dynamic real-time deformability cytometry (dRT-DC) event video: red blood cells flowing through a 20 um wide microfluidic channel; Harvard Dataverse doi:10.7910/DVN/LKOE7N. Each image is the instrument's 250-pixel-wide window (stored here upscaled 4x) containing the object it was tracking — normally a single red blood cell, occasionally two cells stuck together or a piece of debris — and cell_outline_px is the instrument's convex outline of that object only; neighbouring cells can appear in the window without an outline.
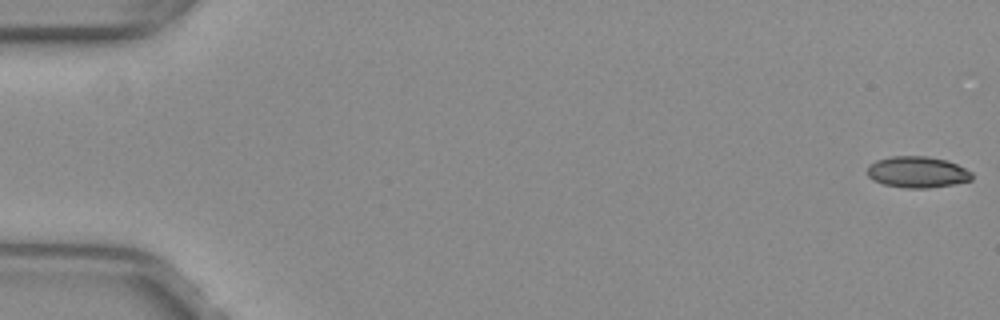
{"species": "common noctule bat (a hibernating species)", "species_latin": "Nyctalus noctula", "temperature_condition": "warm", "stored_images_in_passage": 53, "camera_frame_rate_fps": 3000, "um_per_image_px": 0.085, "animal": {"sex": "female", "body_mass_g": 29.2, "forearm_length_mm": 56.3}, "frame": {"image": 1, "passage_image": 1, "time_ms": 0.0, "image_size_px": [1000, 320], "cell_outline_px": [[972, 180], [952, 184], [928, 188], [904, 188], [884, 184], [872, 180], [868, 176], [868, 164], [876, 160], [892, 156], [928, 156], [944, 160], [956, 164], [972, 172]], "centroid_in_image_um": [77.94, 14.63], "position_along_channel_um": 7.1, "area_um2": 19.02}}
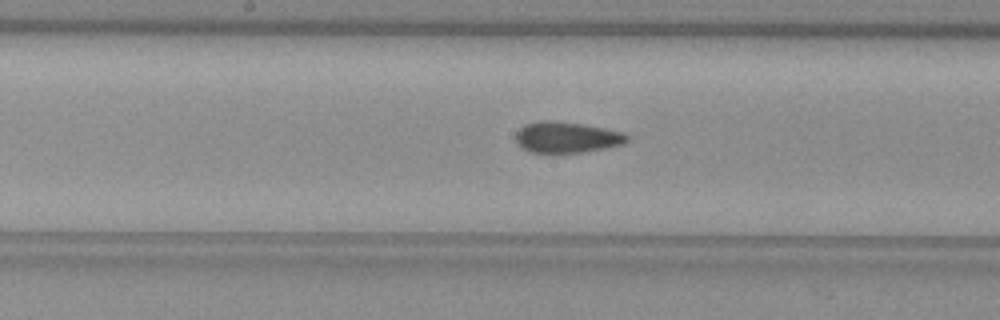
{"frame": {"image": 2, "passage_image": 28, "time_ms": 9.0, "image_size_px": [1000, 320], "cell_outline_px": [[628, 140], [624, 144], [608, 148], [580, 152], [532, 152], [520, 148], [516, 140], [516, 132], [524, 124], [540, 120], [552, 120], [580, 124], [604, 128], [624, 132], [628, 136]], "centroid_in_image_um": [48.17, 11.66], "position_along_channel_um": 200.0, "area_um2": 20.11}}
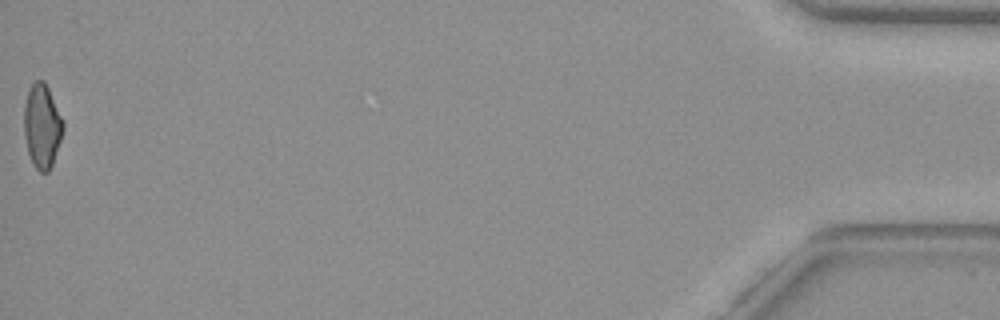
{"frame": {"image": 3, "passage_image": 53, "time_ms": 17.333, "image_size_px": [1000, 320], "cell_outline_px": [[64, 128], [52, 164], [48, 172], [40, 172], [32, 164], [28, 152], [24, 136], [24, 104], [28, 88], [36, 80], [44, 80], [64, 120]], "centroid_in_image_um": [3.56, 10.69], "position_along_channel_um": 431.6, "area_um2": 19.19}, "authors_computed_cell_mechanics": {"area_um2": 19.8254, "velocity_mm_per_s": 4.0005, "shape_relaxation_time_tau1_ms": null, "shape_relaxation_time_tau2_ms": 1.648, "deformation_change_tau1": null, "deformation_change_tau2": 0.0793}}